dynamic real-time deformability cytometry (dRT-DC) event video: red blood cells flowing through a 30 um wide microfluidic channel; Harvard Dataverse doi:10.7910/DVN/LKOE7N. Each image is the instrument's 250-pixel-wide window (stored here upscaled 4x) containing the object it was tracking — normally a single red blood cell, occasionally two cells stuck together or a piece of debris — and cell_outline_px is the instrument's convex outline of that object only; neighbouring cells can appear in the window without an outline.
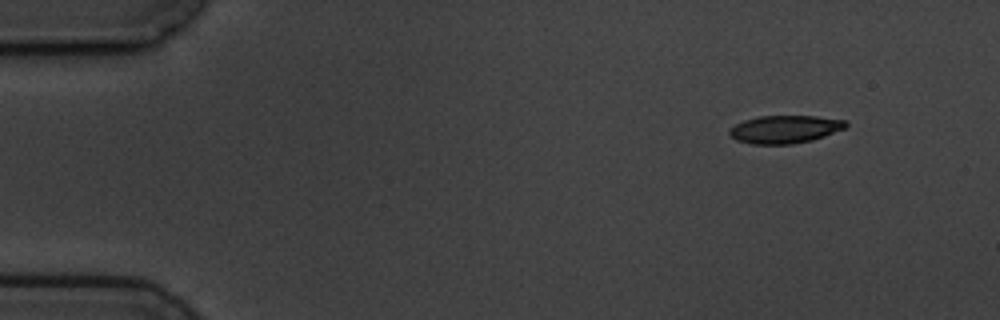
{"species": "common noctule bat (a hibernating species)", "species_latin": "Nyctalus noctula", "temperature_condition": "cold", "stored_images_in_passage": 5, "camera_frame_rate_fps": 3000, "um_per_image_px": 0.085, "animal": {"sex": "male", "body_mass_g": 19.5, "forearm_length_mm": 54.6}, "frame": {"image": 1, "passage_image": 1, "time_ms": 0.0, "image_size_px": [1000, 320], "cell_outline_px": [[848, 124], [844, 128], [824, 136], [812, 140], [792, 144], [752, 144], [736, 140], [728, 132], [736, 124], [744, 120], [760, 116], [816, 116], [844, 120]], "centroid_in_image_um": [66.71, 10.99], "position_along_channel_um": 18.3, "area_um2": 18.67}}
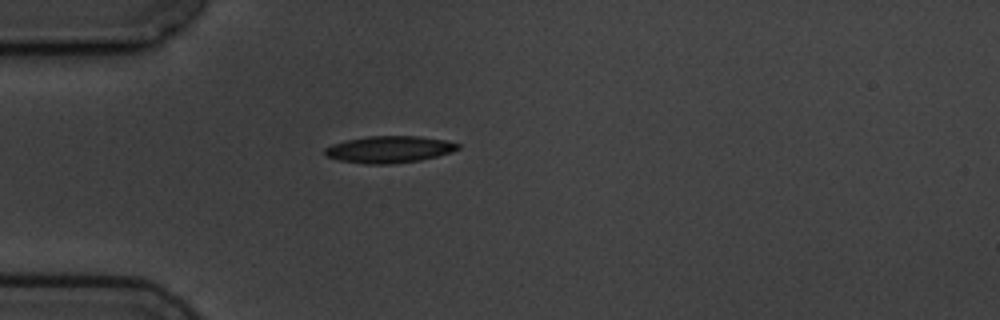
{"frame": {"image": 2, "passage_image": 4, "time_ms": 3.333, "image_size_px": [1000, 320], "cell_outline_px": [[460, 148], [452, 152], [420, 160], [392, 164], [364, 164], [340, 160], [324, 156], [324, 148], [332, 144], [348, 140], [368, 136], [420, 136], [444, 140], [460, 144]], "centroid_in_image_um": [33.07, 12.7], "position_along_channel_um": 51.9, "area_um2": 20.81}}